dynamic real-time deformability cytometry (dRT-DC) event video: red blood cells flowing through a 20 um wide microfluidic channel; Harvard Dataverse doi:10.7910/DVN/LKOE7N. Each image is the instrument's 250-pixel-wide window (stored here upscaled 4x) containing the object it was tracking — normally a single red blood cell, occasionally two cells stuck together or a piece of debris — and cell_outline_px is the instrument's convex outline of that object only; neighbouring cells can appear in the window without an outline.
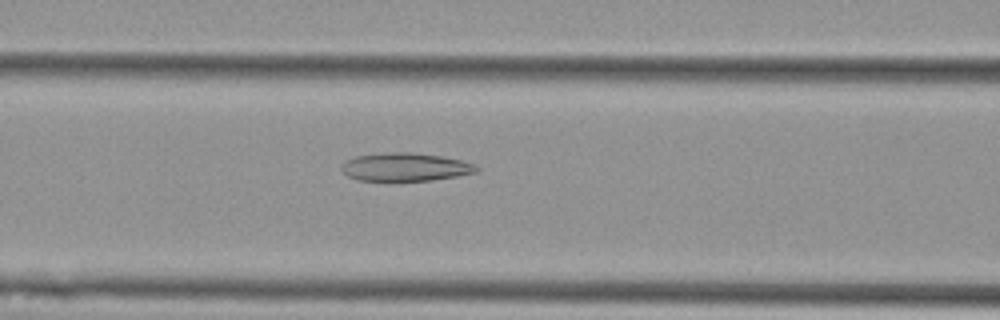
{"species": "Egyptian fruit bat (a non-hibernating species)", "species_latin": "Rousettus aegyptiacus", "temperature_condition": "cold", "stored_images_in_passage": 55, "camera_frame_rate_fps": 3000, "um_per_image_px": 0.085, "animal": {"sex": "female"}, "frame": {"image": 1, "passage_image": 23, "time_ms": 7.333, "image_size_px": [1000, 320], "cell_outline_px": [[480, 168], [476, 172], [456, 176], [432, 180], [356, 180], [348, 176], [340, 168], [340, 164], [344, 160], [356, 156], [384, 152], [412, 152], [440, 156], [460, 160], [476, 164]], "centroid_in_image_um": [34.41, 14.18], "position_along_channel_um": 132.2, "area_um2": 22.2}}
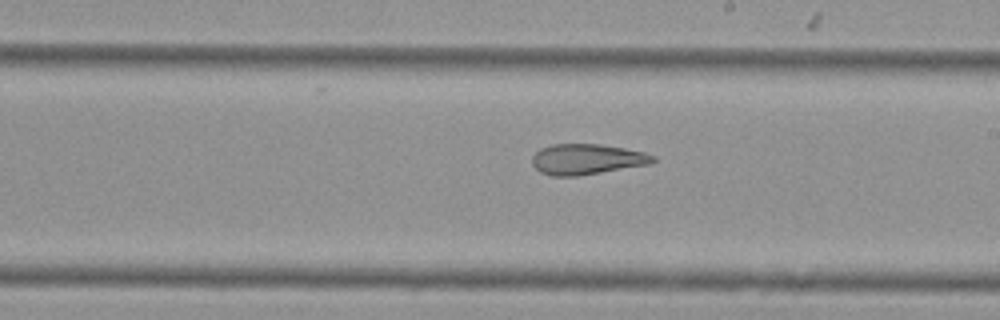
{"frame": {"image": 2, "passage_image": 32, "time_ms": 10.333, "image_size_px": [1000, 320], "cell_outline_px": [[656, 160], [648, 164], [576, 176], [552, 176], [540, 172], [532, 164], [532, 156], [540, 148], [552, 144], [600, 144], [624, 148], [644, 152], [656, 156]], "centroid_in_image_um": [49.85, 13.52], "position_along_channel_um": 239.2, "area_um2": 21.39}}
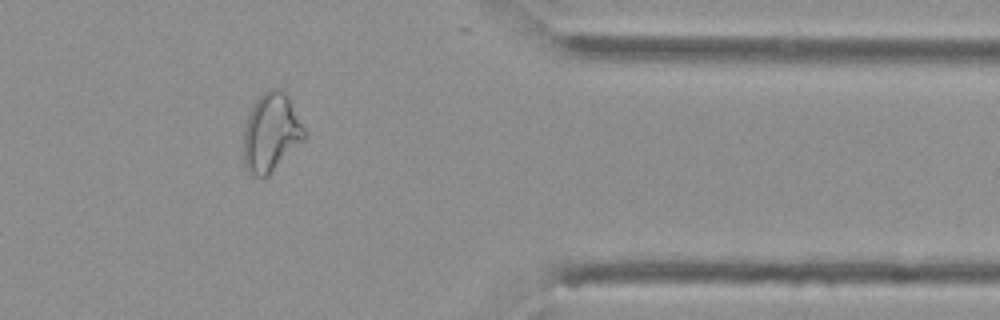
{"frame": {"image": 3, "passage_image": 46, "time_ms": 15.0, "image_size_px": [1000, 320], "cell_outline_px": [[304, 140], [268, 176], [252, 176], [248, 172], [244, 164], [244, 128], [248, 116], [256, 100], [264, 92], [272, 88], [280, 88], [288, 96], [304, 128]], "centroid_in_image_um": [23.03, 11.28], "position_along_channel_um": 388.4, "area_um2": 27.46}, "authors_computed_cell_mechanics": {"area_um2": 27.455, "velocity_mm_per_s": 3.5798, "shape_relaxation_time_tau1_ms": null, "shape_relaxation_time_tau2_ms": 4.0034, "deformation_change_tau1": null, "deformation_change_tau2": 0.1323}}